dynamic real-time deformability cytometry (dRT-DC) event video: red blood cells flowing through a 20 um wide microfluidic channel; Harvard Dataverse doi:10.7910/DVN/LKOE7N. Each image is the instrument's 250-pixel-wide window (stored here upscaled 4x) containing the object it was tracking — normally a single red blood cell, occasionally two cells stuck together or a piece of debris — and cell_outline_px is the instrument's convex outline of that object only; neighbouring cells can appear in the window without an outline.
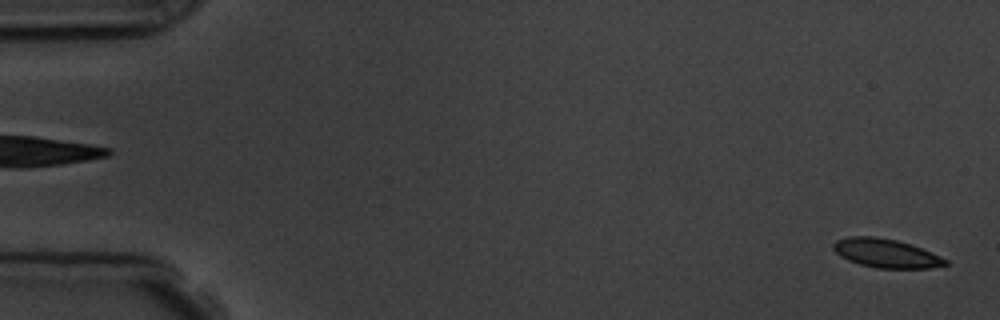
{"species": "common noctule bat (a hibernating species)", "species_latin": "Nyctalus noctula", "temperature_condition": "room temperature", "stored_images_in_passage": 3, "segment_of_instrument_passage": [2, 2], "camera_frame_rate_fps": 3000, "um_per_image_px": 0.085, "animal": {"sex": "male", "body_mass_g": 19.5, "forearm_length_mm": 54.6}, "frame": {"image": 1, "passage_image": 3, "time_ms": 2.333, "image_size_px": [1000, 320], "cell_outline_px": [[948, 264], [932, 268], [876, 268], [860, 264], [848, 260], [840, 256], [832, 248], [832, 244], [836, 240], [848, 236], [876, 236], [896, 240], [912, 244], [932, 252], [948, 260]], "centroid_in_image_um": [75.31, 21.52], "position_along_channel_um": 9.7, "area_um2": 18.96}}